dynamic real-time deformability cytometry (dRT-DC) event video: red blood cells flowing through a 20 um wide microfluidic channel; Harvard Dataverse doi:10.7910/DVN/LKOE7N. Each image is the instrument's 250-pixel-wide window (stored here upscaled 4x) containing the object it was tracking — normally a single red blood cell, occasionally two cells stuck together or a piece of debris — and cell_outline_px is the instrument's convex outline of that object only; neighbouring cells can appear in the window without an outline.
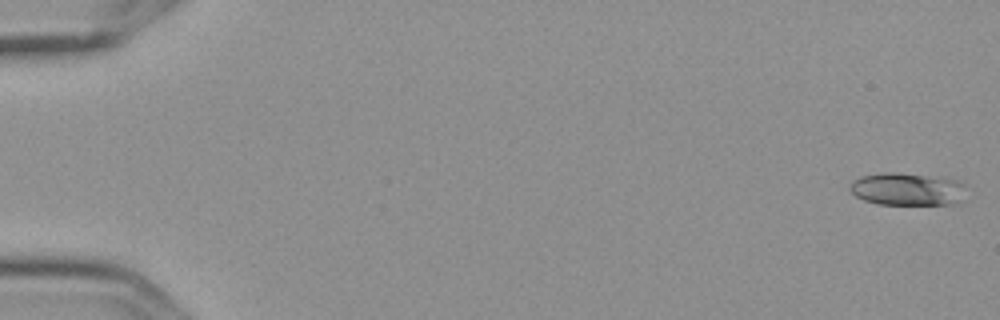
{"species": "Egyptian fruit bat (a non-hibernating species)", "species_latin": "Rousettus aegyptiacus", "temperature_condition": "cold", "stored_images_in_passage": 6, "camera_frame_rate_fps": 3000, "um_per_image_px": 0.085, "frame": {"image": 1, "passage_image": 1, "time_ms": 0.0, "image_size_px": [1000, 320], "cell_outline_px": [[964, 184], [948, 204], [880, 204], [864, 200], [856, 196], [848, 188], [852, 180], [864, 176], [884, 172], [892, 172], [960, 180]], "centroid_in_image_um": [76.92, 16.05], "position_along_channel_um": 8.1, "area_um2": 20.98}}
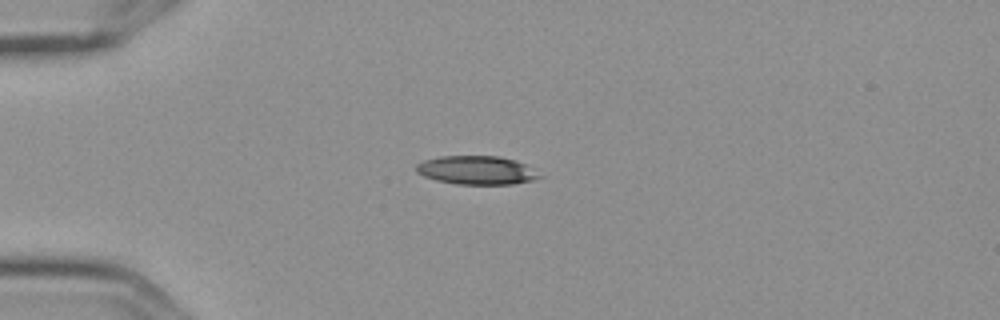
{"frame": {"image": 2, "passage_image": 5, "time_ms": 1.333, "image_size_px": [1000, 320], "cell_outline_px": [[544, 176], [532, 180], [512, 184], [456, 184], [436, 180], [424, 176], [416, 172], [416, 164], [424, 160], [440, 156], [500, 156], [516, 160], [536, 168]], "centroid_in_image_um": [40.57, 14.46], "position_along_channel_um": 44.4, "area_um2": 20.81}}